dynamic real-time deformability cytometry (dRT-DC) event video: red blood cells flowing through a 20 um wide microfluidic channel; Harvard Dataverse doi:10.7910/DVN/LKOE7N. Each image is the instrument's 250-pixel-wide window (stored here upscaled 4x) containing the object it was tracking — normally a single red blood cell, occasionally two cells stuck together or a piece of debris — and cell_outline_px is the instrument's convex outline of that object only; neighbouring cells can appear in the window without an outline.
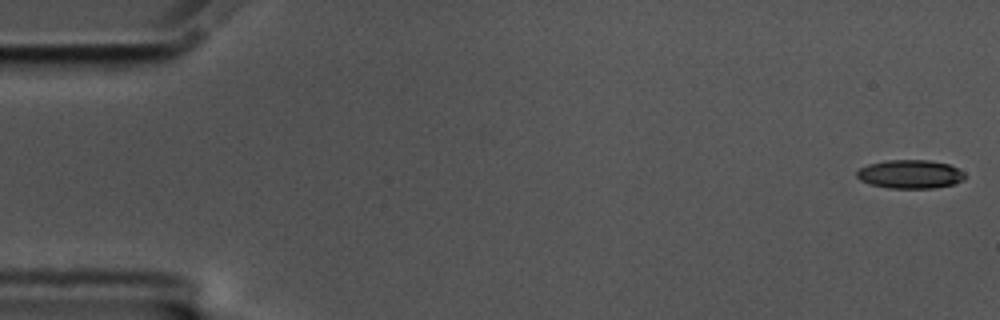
{"species": "common noctule bat (a hibernating species)", "species_latin": "Nyctalus noctula", "temperature_condition": "cold", "stored_images_in_passage": 57, "camera_frame_rate_fps": 3000, "um_per_image_px": 0.085, "animal": {"sex": "male", "body_mass_g": 17.5, "forearm_length_mm": 52.3}, "frame": {"image": 1, "passage_image": 1, "time_ms": 0.0, "image_size_px": [1000, 320], "cell_outline_px": [[964, 180], [952, 184], [932, 188], [888, 188], [872, 184], [860, 180], [856, 176], [856, 172], [860, 168], [868, 164], [888, 160], [928, 160], [948, 164], [964, 172]], "centroid_in_image_um": [77.34, 14.8], "position_along_channel_um": 7.7, "area_um2": 17.86}}
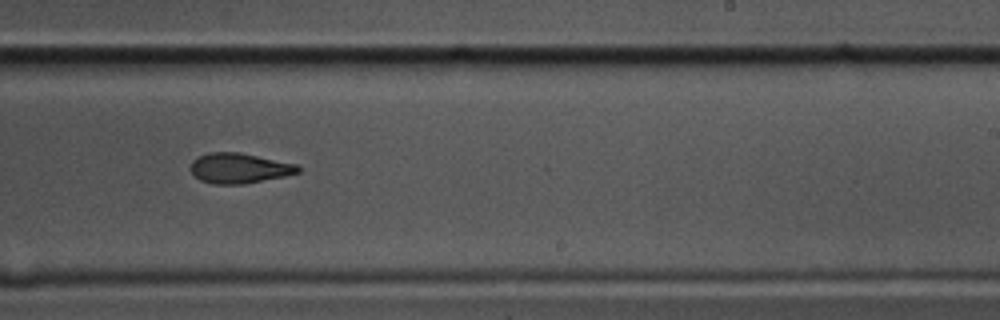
{"frame": {"image": 2, "passage_image": 35, "time_ms": 11.333, "image_size_px": [1000, 320], "cell_outline_px": [[300, 172], [284, 176], [244, 184], [212, 184], [200, 180], [192, 172], [192, 160], [196, 156], [208, 152], [240, 152], [296, 164], [300, 168]], "centroid_in_image_um": [20.32, 14.29], "position_along_channel_um": 268.7, "area_um2": 18.84}}
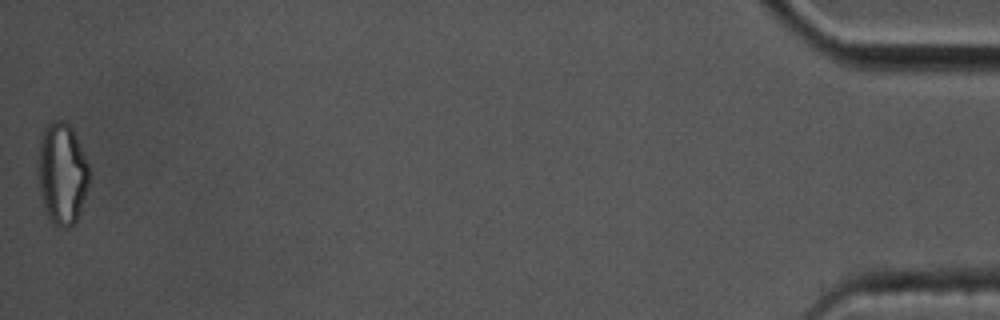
{"frame": {"image": 3, "passage_image": 57, "time_ms": 18.667, "image_size_px": [1000, 320], "cell_outline_px": [[88, 184], [76, 220], [68, 228], [60, 228], [48, 216], [44, 204], [36, 172], [36, 168], [40, 136], [44, 124], [52, 120], [64, 120], [72, 128], [88, 164]], "centroid_in_image_um": [5.22, 14.67], "position_along_channel_um": 430.0, "area_um2": 30.17}, "authors_computed_cell_mechanics": {"area_um2": 19.652, "velocity_mm_per_s": 3.5174, "shape_relaxation_time_tau1_ms": 5.1598, "shape_relaxation_time_tau2_ms": 3.9833, "deformation_change_tau1": 0.1713, "deformation_change_tau2": 0.1158}}